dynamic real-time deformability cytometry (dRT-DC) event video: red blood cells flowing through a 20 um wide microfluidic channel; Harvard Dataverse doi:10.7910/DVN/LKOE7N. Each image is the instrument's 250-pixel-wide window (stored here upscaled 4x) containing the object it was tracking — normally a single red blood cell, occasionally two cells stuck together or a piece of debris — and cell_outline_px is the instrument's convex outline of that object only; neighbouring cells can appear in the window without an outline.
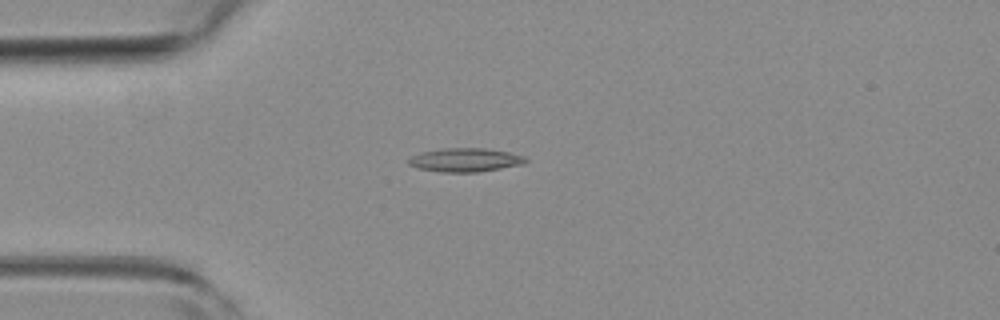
{"species": "common noctule bat (a hibernating species)", "species_latin": "Nyctalus noctula", "temperature_condition": "room temperature", "stored_images_in_passage": 8, "camera_frame_rate_fps": 3000, "um_per_image_px": 0.085, "animal": {"sex": "female", "body_mass_g": 19.3, "forearm_length_mm": 54.1}, "frame": {"image": 1, "passage_image": 4, "time_ms": 1.0, "image_size_px": [1000, 320], "cell_outline_px": [[528, 160], [524, 164], [476, 172], [440, 172], [416, 168], [408, 164], [408, 160], [412, 156], [420, 152], [440, 148], [484, 148], [508, 152], [524, 156]], "centroid_in_image_um": [39.51, 13.59], "position_along_channel_um": 45.5, "area_um2": 16.18}}
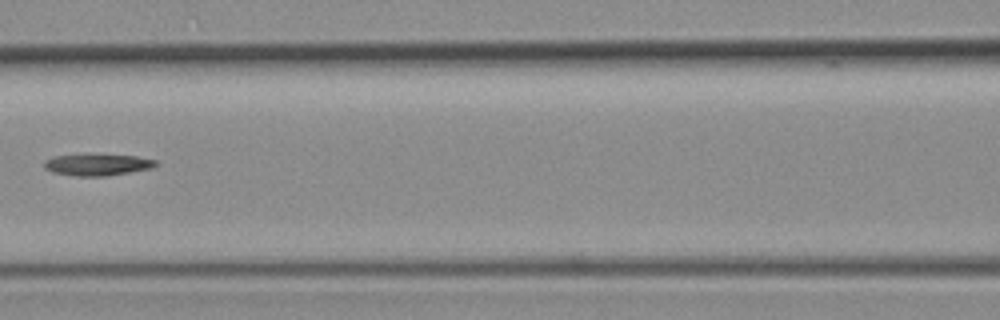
{"frame": {"image": 2, "passage_image": 7, "time_ms": 2.0, "image_size_px": [1000, 320], "cell_outline_px": [[160, 164], [152, 168], [108, 176], [76, 176], [52, 172], [44, 168], [44, 160], [52, 156], [136, 156], [156, 160]], "centroid_in_image_um": [8.3, 14.03], "position_along_channel_um": 158.3, "area_um2": 13.64}}
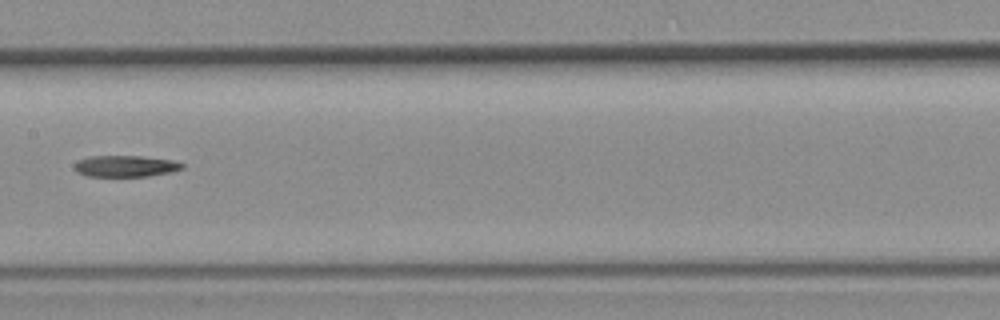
{"frame": {"image": 3, "passage_image": 8, "time_ms": 2.333, "image_size_px": [1000, 320], "cell_outline_px": [[184, 168], [172, 172], [148, 176], [88, 176], [76, 172], [72, 168], [76, 160], [88, 156], [140, 156], [172, 160], [184, 164]], "centroid_in_image_um": [10.62, 14.12], "position_along_channel_um": 196.8, "area_um2": 13.58}}